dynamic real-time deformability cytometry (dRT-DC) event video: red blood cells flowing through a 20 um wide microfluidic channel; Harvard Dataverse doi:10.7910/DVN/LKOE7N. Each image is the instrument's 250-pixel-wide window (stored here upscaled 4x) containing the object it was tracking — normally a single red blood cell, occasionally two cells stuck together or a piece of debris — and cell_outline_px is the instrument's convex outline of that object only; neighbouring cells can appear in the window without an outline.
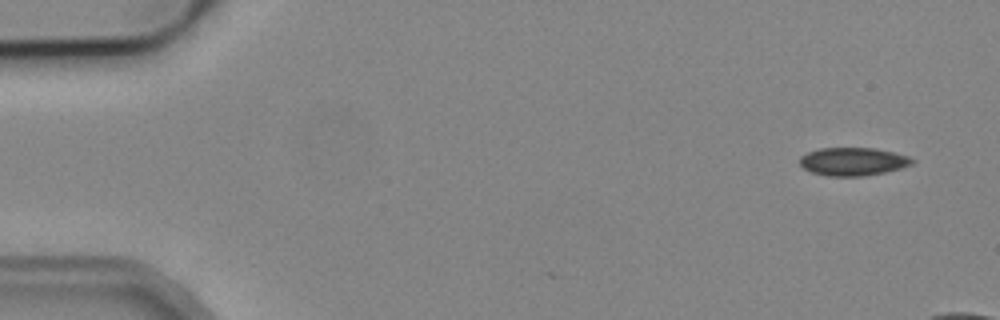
{"species": "common noctule bat (a hibernating species)", "species_latin": "Nyctalus noctula", "temperature_condition": "cold", "stored_images_in_passage": 7, "camera_frame_rate_fps": 3000, "um_per_image_px": 0.085, "animal": {"sex": "male", "body_mass_g": 19.2, "forearm_length_mm": 51.8}, "frame": {"image": 1, "passage_image": 1, "time_ms": 0.0, "image_size_px": [1000, 320], "cell_outline_px": [[916, 160], [912, 164], [900, 168], [884, 172], [860, 176], [828, 176], [812, 172], [804, 168], [800, 164], [800, 156], [808, 152], [820, 148], [876, 148], [908, 156]], "centroid_in_image_um": [72.5, 13.72], "position_along_channel_um": 12.5, "area_um2": 18.26}}